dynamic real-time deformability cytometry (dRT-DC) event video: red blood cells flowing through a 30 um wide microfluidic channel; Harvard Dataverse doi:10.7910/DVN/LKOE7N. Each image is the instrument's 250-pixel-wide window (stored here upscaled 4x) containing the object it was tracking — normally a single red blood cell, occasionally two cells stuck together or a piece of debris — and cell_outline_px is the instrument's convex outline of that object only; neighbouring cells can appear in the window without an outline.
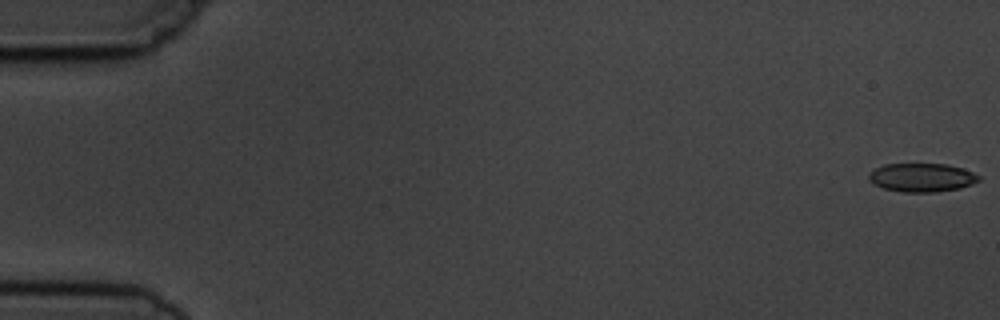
{"species": "common noctule bat (a hibernating species)", "species_latin": "Nyctalus noctula", "temperature_condition": "cold", "stored_images_in_passage": 10, "camera_frame_rate_fps": 3000, "um_per_image_px": 0.085, "animal": {"sex": "male", "body_mass_g": 19.5, "forearm_length_mm": 54.6}, "frame": {"image": 1, "passage_image": 1, "time_ms": 0.0, "image_size_px": [1000, 320], "cell_outline_px": [[980, 180], [972, 184], [960, 188], [936, 192], [904, 192], [884, 188], [872, 184], [868, 180], [868, 176], [876, 168], [884, 164], [948, 164], [964, 168], [980, 176]], "centroid_in_image_um": [78.37, 15.09], "position_along_channel_um": 6.6, "area_um2": 18.38}}
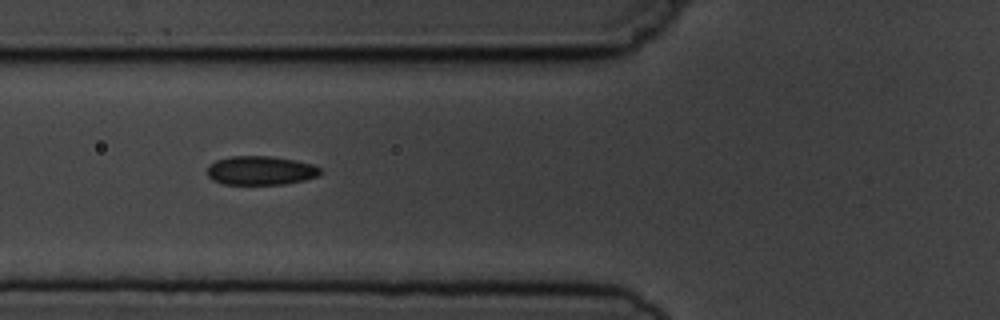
{"frame": {"image": 2, "passage_image": 6, "time_ms": 6.667, "image_size_px": [1000, 320], "cell_outline_px": [[324, 172], [320, 176], [304, 180], [284, 184], [224, 184], [212, 180], [208, 176], [208, 168], [216, 160], [232, 156], [268, 156], [292, 160], [312, 164], [320, 168]], "centroid_in_image_um": [22.19, 14.5], "position_along_channel_um": 103.6, "area_um2": 18.96}}
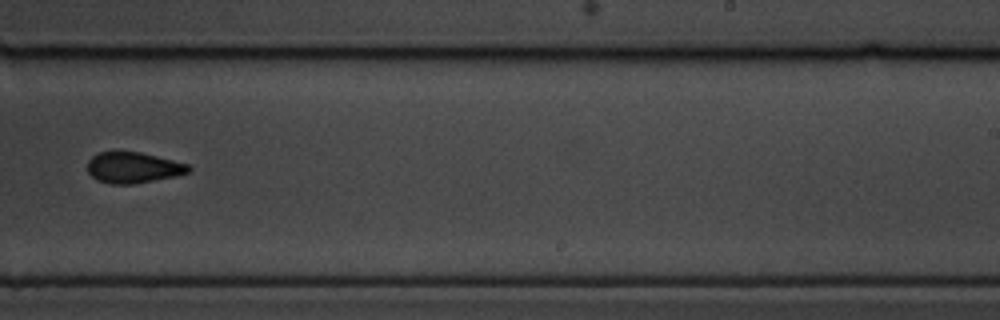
{"frame": {"image": 3, "passage_image": 10, "time_ms": 11.333, "image_size_px": [1000, 320], "cell_outline_px": [[192, 172], [176, 176], [132, 184], [112, 184], [96, 180], [88, 172], [88, 160], [92, 156], [100, 152], [140, 152], [188, 164], [192, 168]], "centroid_in_image_um": [11.34, 14.25], "position_along_channel_um": 277.7, "area_um2": 18.15}}